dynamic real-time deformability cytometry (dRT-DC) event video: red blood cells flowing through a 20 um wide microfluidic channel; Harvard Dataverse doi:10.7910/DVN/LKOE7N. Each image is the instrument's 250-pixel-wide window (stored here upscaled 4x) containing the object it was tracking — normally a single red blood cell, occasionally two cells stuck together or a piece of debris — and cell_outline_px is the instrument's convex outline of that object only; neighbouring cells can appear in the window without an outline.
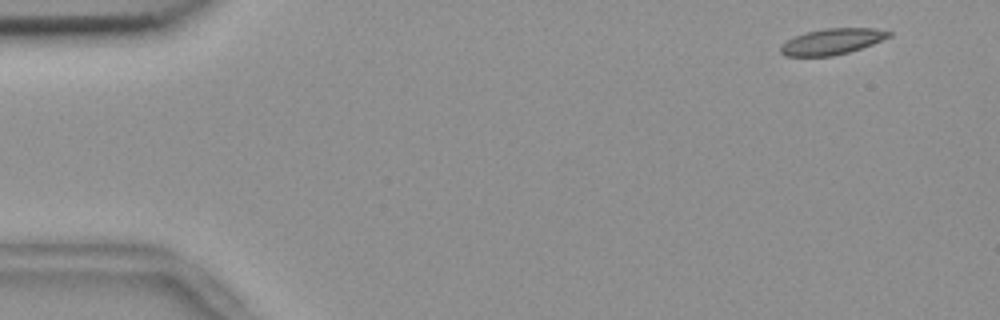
{"species": "common noctule bat (a hibernating species)", "species_latin": "Nyctalus noctula", "temperature_condition": "room temperature", "stored_images_in_passage": 54, "camera_frame_rate_fps": 3000, "um_per_image_px": 0.085, "animal": {"sex": "female", "body_mass_g": 18.4}, "frame": {"image": 1, "passage_image": 3, "time_ms": 0.667, "image_size_px": [1000, 320], "cell_outline_px": [[892, 36], [872, 44], [848, 52], [832, 56], [784, 56], [780, 52], [780, 44], [804, 32], [824, 28], [872, 28], [892, 32]], "centroid_in_image_um": [70.7, 3.52], "position_along_channel_um": 14.3, "area_um2": 16.36}}
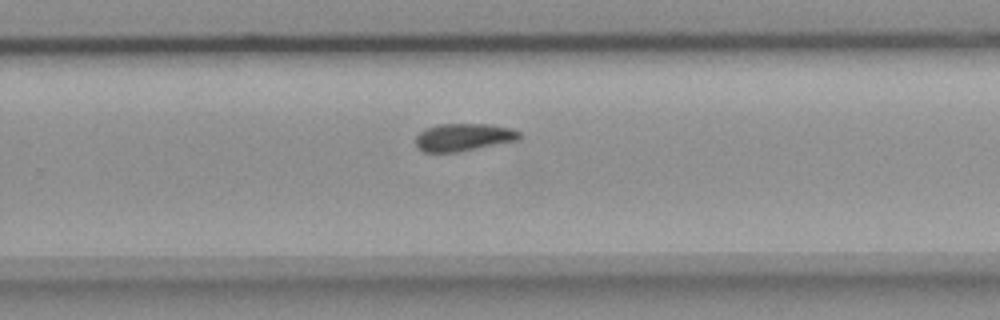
{"frame": {"image": 2, "passage_image": 35, "time_ms": 11.333, "image_size_px": [1000, 320], "cell_outline_px": [[520, 140], [456, 152], [424, 152], [416, 144], [416, 136], [424, 128], [436, 124], [488, 124], [512, 128], [520, 132]], "centroid_in_image_um": [39.41, 11.65], "position_along_channel_um": 290.4, "area_um2": 16.7}}
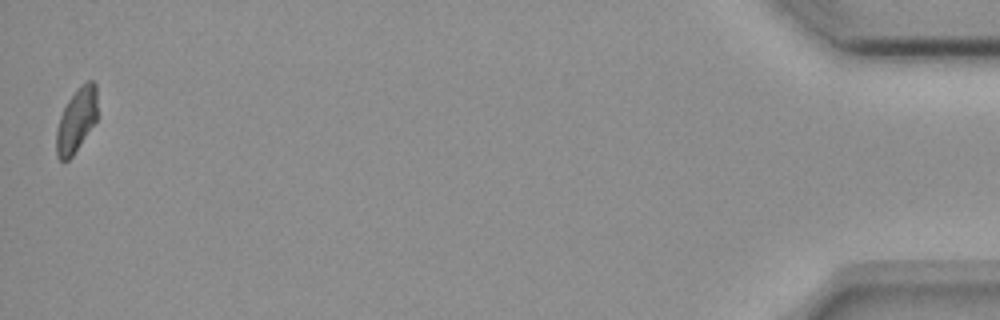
{"frame": {"image": 3, "passage_image": 54, "time_ms": 17.667, "image_size_px": [1000, 320], "cell_outline_px": [[96, 120], [72, 156], [68, 160], [60, 160], [56, 156], [56, 128], [60, 116], [68, 100], [80, 84], [88, 80], [92, 80], [96, 84]], "centroid_in_image_um": [6.47, 10.2], "position_along_channel_um": 428.7, "area_um2": 15.14}}